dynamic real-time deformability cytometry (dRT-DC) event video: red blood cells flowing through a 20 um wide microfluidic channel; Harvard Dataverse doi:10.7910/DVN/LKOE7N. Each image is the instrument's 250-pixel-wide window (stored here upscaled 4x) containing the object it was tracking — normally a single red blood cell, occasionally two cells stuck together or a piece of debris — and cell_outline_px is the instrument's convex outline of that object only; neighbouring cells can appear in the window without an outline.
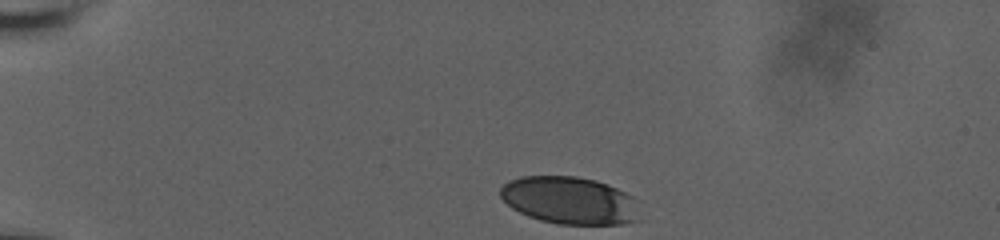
{"species": "human", "species_latin": "Homo sapiens", "temperature_condition": "room temperature", "stored_images_in_passage": 37, "camera_frame_rate_fps": 3000, "um_per_image_px": 0.085, "donor": {"sex": "male"}, "frame": {"image": 1, "passage_image": 1, "time_ms": 0.0, "image_size_px": [1000, 240], "cell_outline_px": [[640, 220], [620, 224], [560, 224], [540, 220], [528, 216], [512, 208], [500, 196], [500, 188], [508, 180], [520, 176], [576, 176], [596, 180], [608, 184], [632, 196]], "centroid_in_image_um": [48.39, 17.02], "position_along_channel_um": 36.6, "area_um2": 38.44}}
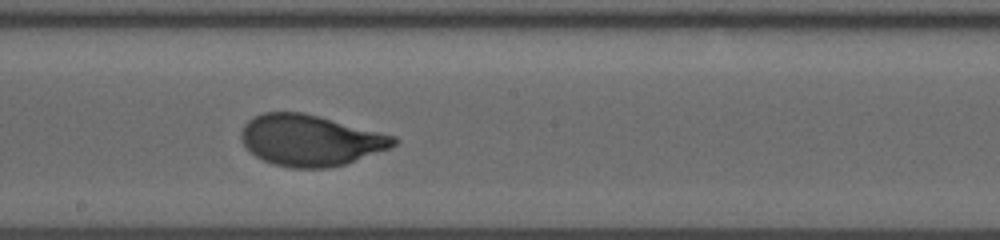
{"frame": {"image": 2, "passage_image": 22, "time_ms": 7.0, "image_size_px": [1000, 240], "cell_outline_px": [[400, 140], [396, 144], [388, 148], [348, 164], [328, 168], [292, 168], [272, 164], [256, 156], [240, 140], [240, 132], [244, 124], [252, 116], [264, 112], [304, 112], [320, 116], [396, 136]], "centroid_in_image_um": [26.38, 11.92], "position_along_channel_um": 221.8, "area_um2": 45.66}}
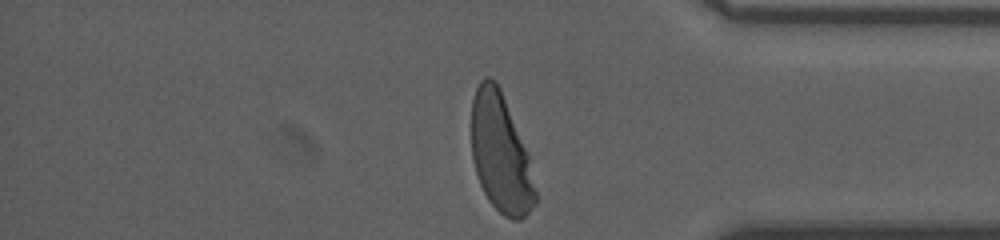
{"frame": {"image": 3, "passage_image": 37, "time_ms": 12.0, "image_size_px": [1000, 240], "cell_outline_px": [[536, 204], [520, 220], [512, 220], [504, 216], [488, 200], [480, 184], [472, 160], [472, 100], [476, 88], [480, 80], [484, 76], [488, 76], [496, 80], [500, 88], [528, 152], [536, 192]], "centroid_in_image_um": [42.55, 13.02], "position_along_channel_um": 392.6, "area_um2": 44.16}, "authors_computed_cell_mechanics": {"area_um2": 45.084, "velocity_mm_per_s": 3.6717, "shape_relaxation_time_tau1_ms": 2.6979, "shape_relaxation_time_tau2_ms": null, "deformation_change_tau1": 0.1739, "deformation_change_tau2": null}}